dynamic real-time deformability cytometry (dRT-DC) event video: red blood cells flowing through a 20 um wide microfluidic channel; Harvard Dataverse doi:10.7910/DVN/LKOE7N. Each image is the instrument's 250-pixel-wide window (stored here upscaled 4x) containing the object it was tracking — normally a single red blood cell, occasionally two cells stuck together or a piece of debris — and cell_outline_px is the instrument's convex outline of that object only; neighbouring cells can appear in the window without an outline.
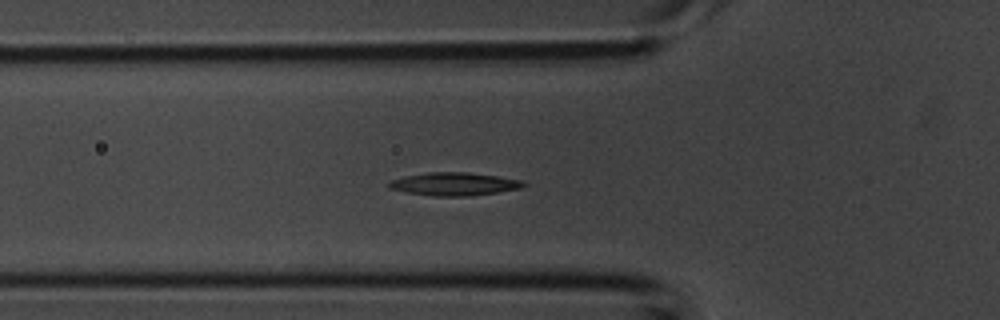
{"species": "common noctule bat (a hibernating species)", "species_latin": "Nyctalus noctula", "temperature_condition": "room temperature", "stored_images_in_passage": 39, "segment_of_instrument_passage": [1, 2], "camera_frame_rate_fps": 3000, "um_per_image_px": 0.085, "animal": {"sex": "male", "body_mass_g": 20.1, "forearm_length_mm": 53.5}, "frame": {"image": 1, "passage_image": 12, "time_ms": 3.667, "image_size_px": [1000, 320], "cell_outline_px": [[528, 184], [524, 188], [472, 196], [432, 196], [408, 192], [388, 188], [388, 184], [392, 180], [404, 176], [428, 172], [468, 172], [524, 180]], "centroid_in_image_um": [38.68, 15.64], "position_along_channel_um": 87.1, "area_um2": 18.21}}
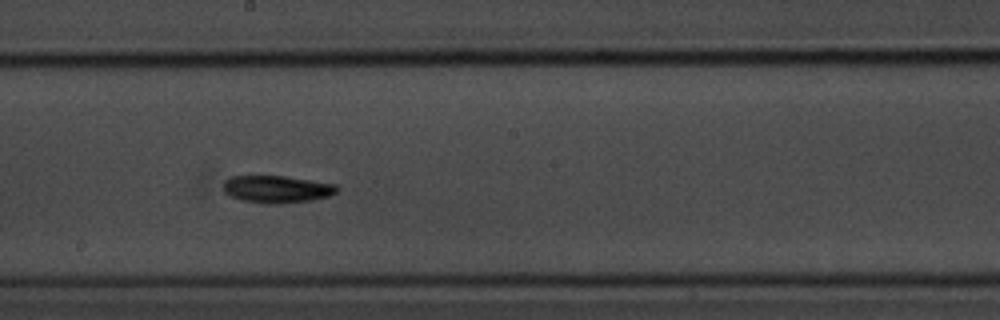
{"frame": {"image": 2, "passage_image": 20, "time_ms": 6.333, "image_size_px": [1000, 320], "cell_outline_px": [[340, 188], [336, 192], [328, 196], [312, 200], [280, 204], [268, 204], [240, 200], [224, 192], [224, 180], [232, 176], [284, 176], [336, 184]], "centroid_in_image_um": [23.54, 16.08], "position_along_channel_um": 224.7, "area_um2": 18.09}}
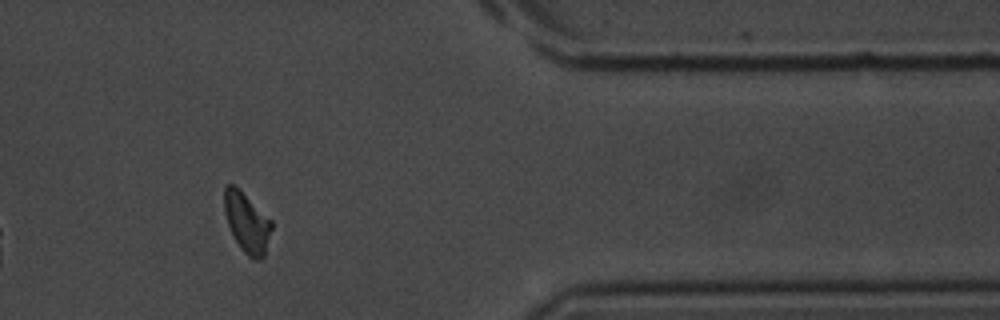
{"frame": {"image": 3, "passage_image": 31, "time_ms": 10.0, "image_size_px": [1000, 320], "cell_outline_px": [[272, 228], [264, 256], [260, 260], [252, 260], [244, 252], [236, 240], [228, 224], [224, 212], [224, 188], [228, 184], [236, 184], [272, 220]], "centroid_in_image_um": [20.99, 18.88], "position_along_channel_um": 390.4, "area_um2": 16.65}}